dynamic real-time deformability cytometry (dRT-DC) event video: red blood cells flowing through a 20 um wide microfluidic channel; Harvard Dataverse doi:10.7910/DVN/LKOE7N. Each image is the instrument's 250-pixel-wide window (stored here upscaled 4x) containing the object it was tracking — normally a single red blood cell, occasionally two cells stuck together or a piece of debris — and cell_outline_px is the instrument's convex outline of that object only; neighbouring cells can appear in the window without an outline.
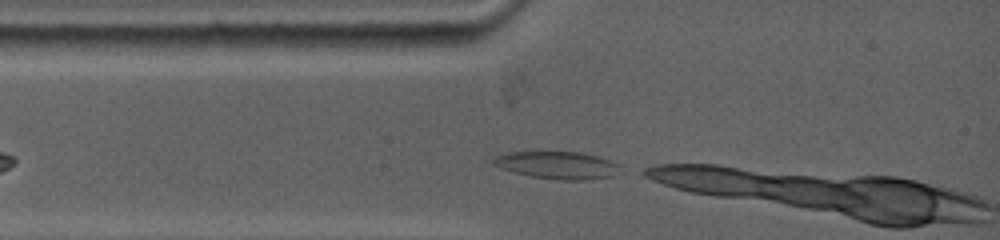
{"species": "common noctule bat (a hibernating species)", "species_latin": "Nyctalus noctula", "temperature_condition": "warm", "stored_images_in_passage": 5, "camera_frame_rate_fps": 5000, "um_per_image_px": 0.085, "animal": {"sex": "female", "body_mass_g": 19.0, "forearm_length_mm": 53.3}, "frame": {"image": 1, "passage_image": 1, "time_ms": 0.0, "image_size_px": [1000, 240], "cell_outline_px": [[620, 164], [612, 176], [584, 180], [560, 180], [532, 176], [516, 172], [492, 164], [488, 160], [496, 156], [508, 152], [580, 152], [612, 160]], "centroid_in_image_um": [47.35, 14.03], "position_along_channel_um": 37.6, "area_um2": 20.0}}